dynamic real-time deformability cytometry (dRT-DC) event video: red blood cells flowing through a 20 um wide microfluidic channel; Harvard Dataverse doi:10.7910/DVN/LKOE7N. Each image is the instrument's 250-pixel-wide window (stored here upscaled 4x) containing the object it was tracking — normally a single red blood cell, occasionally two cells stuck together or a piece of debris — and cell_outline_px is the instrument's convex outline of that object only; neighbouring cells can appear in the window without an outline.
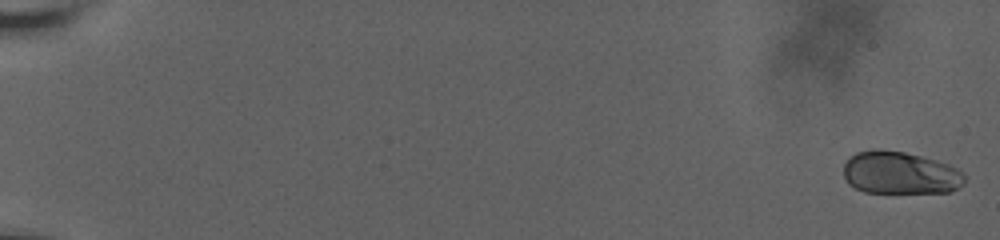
{"species": "human", "species_latin": "Homo sapiens", "temperature_condition": "room temperature", "stored_images_in_passage": 31, "camera_frame_rate_fps": 3000, "um_per_image_px": 0.085, "donor": {"sex": "male"}, "frame": {"image": 1, "passage_image": 1, "time_ms": 0.0, "image_size_px": [1000, 240], "cell_outline_px": [[964, 184], [948, 192], [864, 192], [848, 184], [844, 176], [844, 164], [856, 152], [872, 148], [880, 148], [904, 152], [920, 156], [948, 164], [964, 172]], "centroid_in_image_um": [76.48, 14.68], "position_along_channel_um": 8.5, "area_um2": 30.0}}
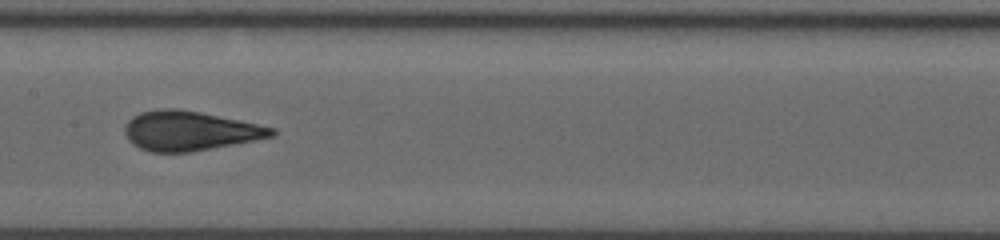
{"frame": {"image": 2, "passage_image": 18, "time_ms": 11.0, "image_size_px": [1000, 240], "cell_outline_px": [[276, 136], [192, 152], [148, 152], [132, 144], [128, 140], [124, 132], [124, 128], [128, 120], [132, 116], [140, 112], [160, 108], [180, 108], [240, 120], [276, 128]], "centroid_in_image_um": [16.11, 11.12], "position_along_channel_um": 191.3, "area_um2": 34.1}}
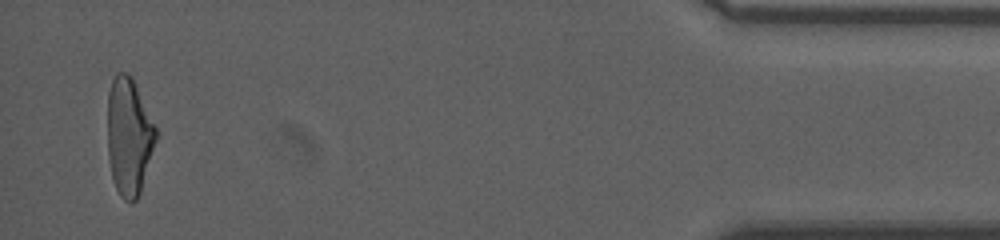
{"frame": {"image": 3, "passage_image": 30, "time_ms": 19.333, "image_size_px": [1000, 240], "cell_outline_px": [[156, 140], [140, 192], [136, 200], [132, 204], [124, 200], [120, 196], [112, 180], [108, 156], [108, 92], [112, 80], [116, 72], [128, 72], [132, 76], [156, 128]], "centroid_in_image_um": [10.94, 11.6], "position_along_channel_um": 424.3, "area_um2": 33.06}, "authors_computed_cell_mechanics": {"area_um2": 32.7726, "velocity_mm_per_s": 3.6446, "shape_relaxation_time_tau1_ms": 5.296, "shape_relaxation_time_tau2_ms": null, "deformation_change_tau1": 0.1568, "deformation_change_tau2": null}}